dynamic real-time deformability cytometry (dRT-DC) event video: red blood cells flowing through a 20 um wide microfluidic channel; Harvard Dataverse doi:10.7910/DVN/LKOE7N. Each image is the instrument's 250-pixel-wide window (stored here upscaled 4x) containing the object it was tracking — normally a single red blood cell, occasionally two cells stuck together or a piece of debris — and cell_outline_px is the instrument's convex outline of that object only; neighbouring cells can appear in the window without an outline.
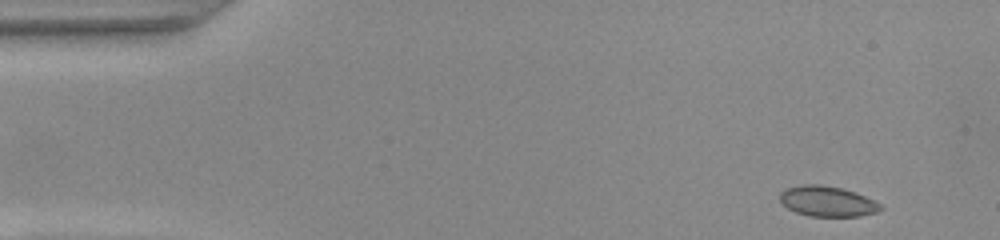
{"species": "common noctule bat (a hibernating species)", "species_latin": "Nyctalus noctula", "temperature_condition": "warm", "stored_images_in_passage": 30, "camera_frame_rate_fps": 3000, "um_per_image_px": 0.085, "animal": {"sex": "female", "body_mass_g": 22.0, "forearm_length_mm": 56.7}, "frame": {"image": 1, "passage_image": 1, "time_ms": 0.0, "image_size_px": [1000, 240], "cell_outline_px": [[884, 208], [876, 212], [860, 216], [808, 216], [796, 212], [788, 208], [780, 200], [780, 192], [784, 188], [804, 184], [820, 184], [840, 188], [856, 192], [880, 204]], "centroid_in_image_um": [70.3, 17.11], "position_along_channel_um": 14.7, "area_um2": 17.74}}
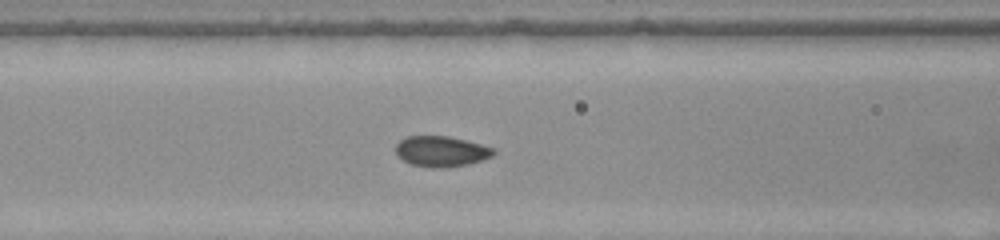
{"frame": {"image": 2, "passage_image": 18, "time_ms": 5.667, "image_size_px": [1000, 240], "cell_outline_px": [[496, 152], [492, 156], [484, 160], [468, 164], [448, 168], [432, 168], [412, 164], [404, 160], [396, 152], [396, 144], [404, 136], [448, 136], [480, 144], [492, 148]], "centroid_in_image_um": [37.51, 12.87], "position_along_channel_um": 129.1, "area_um2": 17.4}}
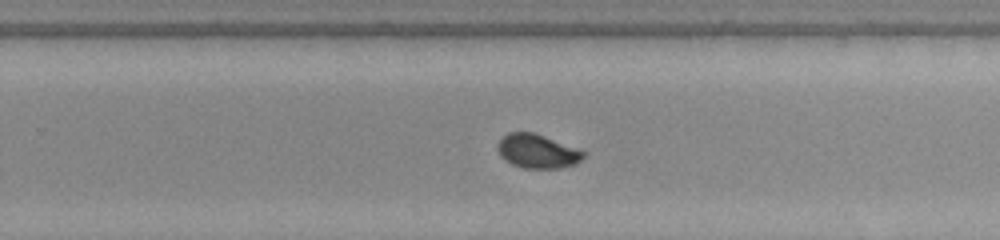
{"frame": {"image": 3, "passage_image": 30, "time_ms": 9.667, "image_size_px": [1000, 240], "cell_outline_px": [[584, 156], [576, 164], [560, 168], [524, 168], [512, 164], [504, 160], [500, 156], [496, 148], [496, 144], [508, 132], [532, 132], [544, 136], [584, 152]], "centroid_in_image_um": [45.61, 12.86], "position_along_channel_um": 284.2, "area_um2": 16.76}}